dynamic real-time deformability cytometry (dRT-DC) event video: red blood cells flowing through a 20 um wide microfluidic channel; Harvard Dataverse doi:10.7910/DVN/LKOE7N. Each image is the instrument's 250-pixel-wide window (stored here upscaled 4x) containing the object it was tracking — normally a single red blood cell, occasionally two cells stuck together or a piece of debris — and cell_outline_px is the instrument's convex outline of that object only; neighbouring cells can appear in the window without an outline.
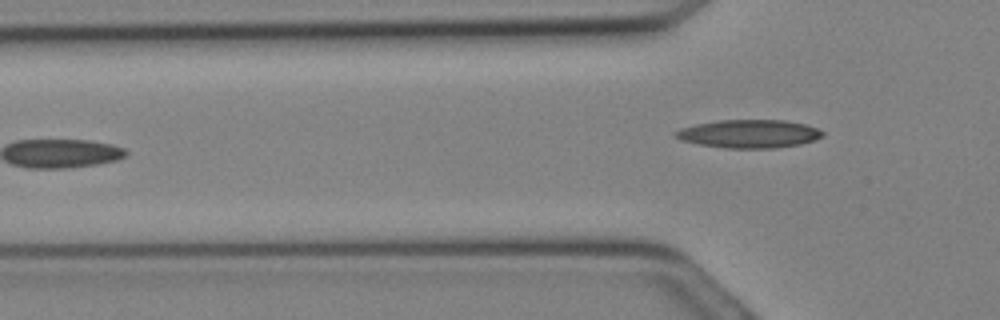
{"species": "Egyptian fruit bat (a non-hibernating species)", "species_latin": "Rousettus aegyptiacus", "temperature_condition": "cold", "stored_images_in_passage": 7, "camera_frame_rate_fps": 3000, "um_per_image_px": 0.085, "animal": {"sex": "female"}, "frame": {"image": 1, "passage_image": 7, "time_ms": 2.0, "image_size_px": [1000, 320], "cell_outline_px": [[824, 136], [800, 144], [776, 148], [724, 148], [700, 144], [684, 140], [676, 136], [676, 132], [680, 128], [696, 124], [720, 120], [784, 120], [804, 124], [816, 128], [824, 132]], "centroid_in_image_um": [63.7, 11.37], "position_along_channel_um": 62.1, "area_um2": 23.87}}